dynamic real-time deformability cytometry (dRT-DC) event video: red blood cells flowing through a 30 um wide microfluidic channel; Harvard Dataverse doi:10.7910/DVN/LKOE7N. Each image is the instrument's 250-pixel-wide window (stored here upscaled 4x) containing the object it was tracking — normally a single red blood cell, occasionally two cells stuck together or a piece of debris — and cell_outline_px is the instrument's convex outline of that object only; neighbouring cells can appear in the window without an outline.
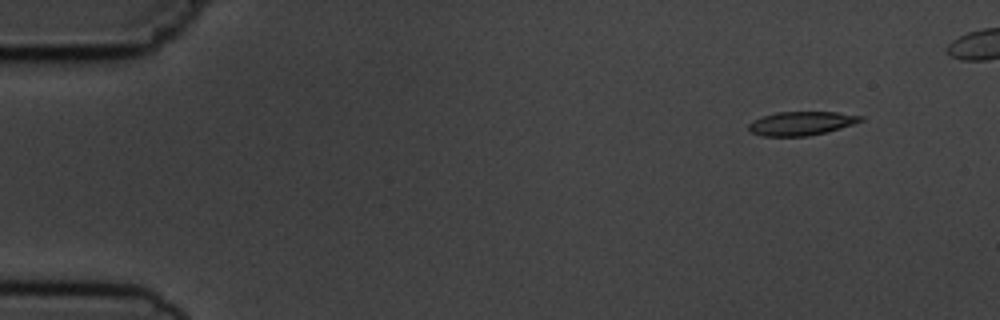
{"species": "common noctule bat (a hibernating species)", "species_latin": "Nyctalus noctula", "temperature_condition": "cold", "stored_images_in_passage": 5, "camera_frame_rate_fps": 3000, "um_per_image_px": 0.085, "animal": {"sex": "male", "body_mass_g": 19.5, "forearm_length_mm": 54.6}, "frame": {"image": 1, "passage_image": 1, "time_ms": 0.0, "image_size_px": [1000, 320], "cell_outline_px": [[864, 120], [828, 132], [808, 136], [760, 136], [752, 132], [748, 128], [748, 124], [752, 120], [776, 112], [836, 112], [864, 116]], "centroid_in_image_um": [68.11, 10.49], "position_along_channel_um": 16.9, "area_um2": 15.55}}